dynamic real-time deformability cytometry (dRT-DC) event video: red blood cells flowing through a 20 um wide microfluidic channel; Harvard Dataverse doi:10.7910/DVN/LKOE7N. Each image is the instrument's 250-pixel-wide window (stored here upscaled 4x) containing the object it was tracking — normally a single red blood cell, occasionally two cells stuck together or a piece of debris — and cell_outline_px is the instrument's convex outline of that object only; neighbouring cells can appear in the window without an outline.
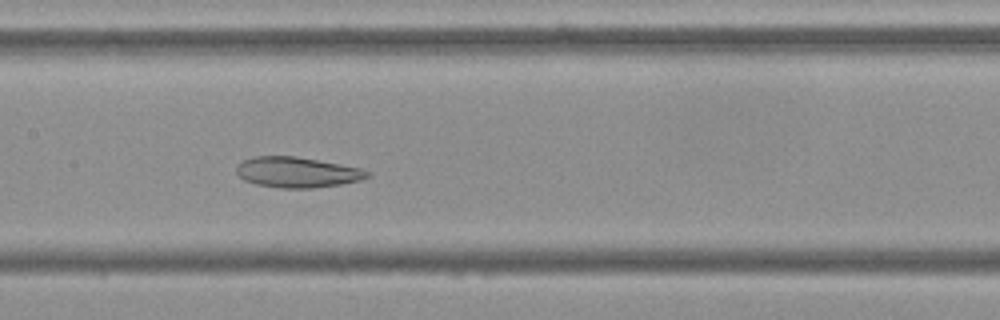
{"species": "Egyptian fruit bat (a non-hibernating species)", "species_latin": "Rousettus aegyptiacus", "temperature_condition": "cold", "stored_images_in_passage": 50, "camera_frame_rate_fps": 3000, "um_per_image_px": 0.085, "frame": {"image": 1, "passage_image": 22, "time_ms": 7.0, "image_size_px": [1000, 320], "cell_outline_px": [[372, 172], [368, 176], [360, 180], [340, 184], [312, 188], [280, 188], [256, 184], [244, 180], [236, 172], [236, 168], [244, 160], [256, 156], [296, 156], [360, 168]], "centroid_in_image_um": [25.25, 14.64], "position_along_channel_um": 182.1, "area_um2": 23.0}}
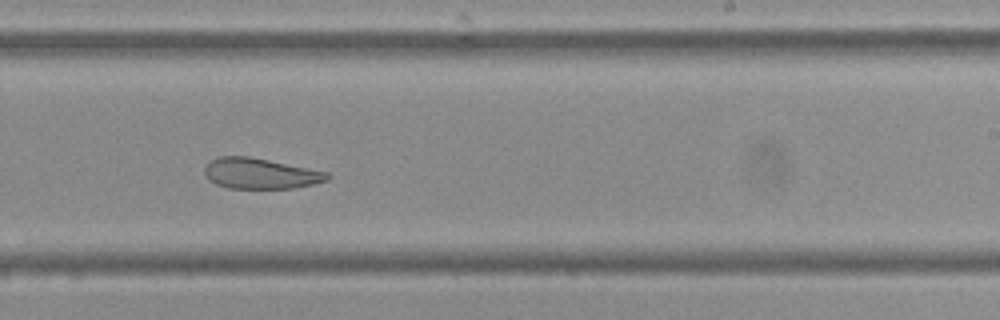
{"frame": {"image": 2, "passage_image": 29, "time_ms": 9.333, "image_size_px": [1000, 320], "cell_outline_px": [[332, 176], [328, 180], [312, 184], [292, 188], [228, 188], [216, 184], [208, 180], [204, 172], [204, 168], [212, 160], [220, 156], [248, 156], [328, 172]], "centroid_in_image_um": [22.12, 14.75], "position_along_channel_um": 266.9, "area_um2": 21.73}}
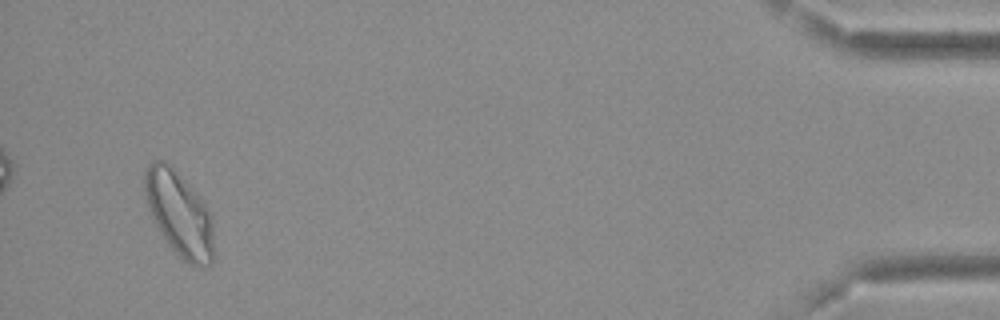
{"frame": {"image": 3, "passage_image": 48, "time_ms": 15.667, "image_size_px": [1000, 320], "cell_outline_px": [[216, 256], [212, 264], [204, 268], [196, 268], [188, 264], [172, 248], [160, 232], [152, 216], [144, 196], [144, 172], [148, 164], [152, 160], [164, 160], [200, 196], [212, 212]], "centroid_in_image_um": [15.3, 18.24], "position_along_channel_um": 419.9, "area_um2": 34.85}, "authors_computed_cell_mechanics": {"area_um2": 27.5995, "velocity_mm_per_s": 3.6381, "shape_relaxation_time_tau1_ms": null, "shape_relaxation_time_tau2_ms": 3.1655, "deformation_change_tau1": null, "deformation_change_tau2": 0.0968}}